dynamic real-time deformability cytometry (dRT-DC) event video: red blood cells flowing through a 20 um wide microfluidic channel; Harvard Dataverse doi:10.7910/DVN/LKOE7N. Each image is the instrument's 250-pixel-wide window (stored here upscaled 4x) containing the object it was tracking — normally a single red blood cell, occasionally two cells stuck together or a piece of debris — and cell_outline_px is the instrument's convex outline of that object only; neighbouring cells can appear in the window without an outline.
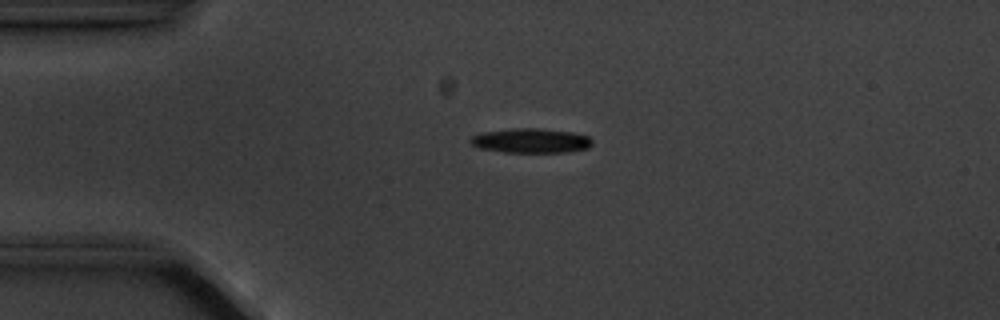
{"species": "common noctule bat (a hibernating species)", "species_latin": "Nyctalus noctula", "temperature_condition": "cold", "stored_images_in_passage": 2, "camera_frame_rate_fps": 3000, "um_per_image_px": 0.085, "animal": {"sex": "male", "body_mass_g": 20.1, "forearm_length_mm": 53.5}, "frame": {"image": 1, "passage_image": 1, "time_ms": 0.0, "image_size_px": [1000, 320], "cell_outline_px": [[592, 144], [588, 148], [568, 152], [504, 152], [480, 148], [472, 144], [468, 140], [472, 136], [480, 132], [508, 128], [540, 128], [572, 132], [588, 136], [592, 140]], "centroid_in_image_um": [45.1, 11.94], "position_along_channel_um": 39.9, "area_um2": 17.57}}